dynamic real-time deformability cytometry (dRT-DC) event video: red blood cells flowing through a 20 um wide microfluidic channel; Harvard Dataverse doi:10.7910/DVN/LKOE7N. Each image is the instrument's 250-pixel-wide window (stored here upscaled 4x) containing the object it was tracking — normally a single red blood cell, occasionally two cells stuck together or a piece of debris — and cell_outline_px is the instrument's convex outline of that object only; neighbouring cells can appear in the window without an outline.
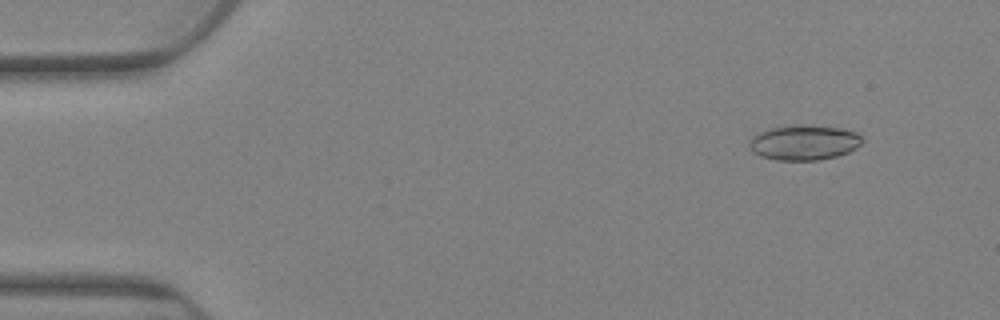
{"species": "Egyptian fruit bat (a non-hibernating species)", "species_latin": "Rousettus aegyptiacus", "temperature_condition": "warm", "stored_images_in_passage": 80, "camera_frame_rate_fps": 3000, "um_per_image_px": 0.085, "animal": {"sex": "female"}, "frame": {"image": 1, "passage_image": 6, "time_ms": 1.667, "image_size_px": [1000, 320], "cell_outline_px": [[864, 140], [856, 148], [848, 152], [836, 156], [816, 160], [780, 160], [760, 156], [752, 152], [748, 148], [748, 140], [752, 136], [768, 128], [796, 124], [844, 128], [856, 132]], "centroid_in_image_um": [68.31, 12.1], "position_along_channel_um": 16.7, "area_um2": 23.29}}
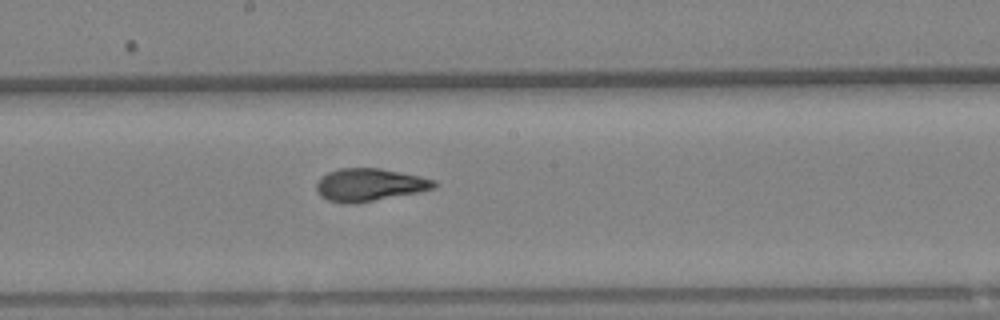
{"frame": {"image": 2, "passage_image": 43, "time_ms": 14.0, "image_size_px": [1000, 320], "cell_outline_px": [[436, 188], [420, 192], [356, 204], [348, 204], [328, 200], [320, 196], [316, 188], [316, 184], [320, 176], [328, 172], [340, 168], [380, 168], [420, 176], [436, 180]], "centroid_in_image_um": [31.41, 15.71], "position_along_channel_um": 216.8, "area_um2": 22.66}}
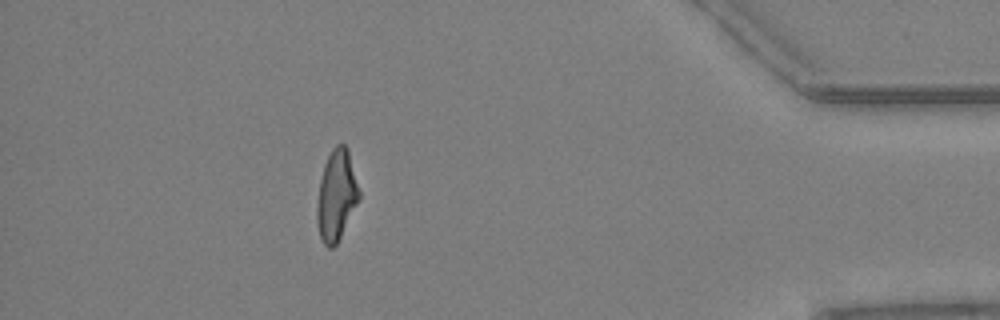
{"frame": {"image": 3, "passage_image": 71, "time_ms": 23.333, "image_size_px": [1000, 320], "cell_outline_px": [[360, 196], [336, 244], [332, 248], [328, 248], [324, 244], [320, 236], [316, 220], [316, 208], [320, 180], [324, 164], [332, 148], [336, 144], [344, 144], [348, 148], [360, 192]], "centroid_in_image_um": [28.58, 16.57], "position_along_channel_um": 406.6, "area_um2": 21.96}, "authors_computed_cell_mechanics": {"area_um2": 22.4842, "velocity_mm_per_s": 2.5393, "shape_relaxation_time_tau1_ms": 8.8195, "shape_relaxation_time_tau2_ms": 2.5592, "deformation_change_tau1": 0.209, "deformation_change_tau2": 0.0971}}